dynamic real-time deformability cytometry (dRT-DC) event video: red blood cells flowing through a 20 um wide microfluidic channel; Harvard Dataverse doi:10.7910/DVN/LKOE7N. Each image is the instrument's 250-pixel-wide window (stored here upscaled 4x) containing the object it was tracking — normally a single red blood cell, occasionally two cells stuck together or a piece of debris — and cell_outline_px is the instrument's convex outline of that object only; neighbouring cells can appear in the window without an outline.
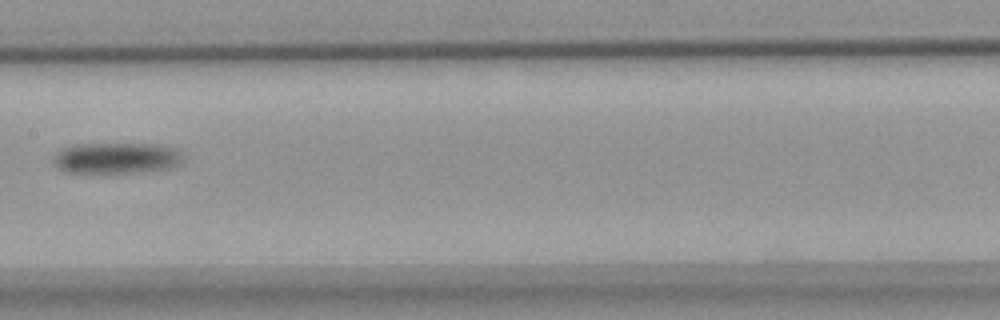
{"species": "common noctule bat (a hibernating species)", "species_latin": "Nyctalus noctula", "temperature_condition": "warm", "stored_images_in_passage": 7, "camera_frame_rate_fps": 3000, "um_per_image_px": 0.085, "animal": {"sex": "female", "body_mass_g": 18.4}, "frame": {"image": 1, "passage_image": 7, "time_ms": 9.0, "image_size_px": [1000, 320], "cell_outline_px": [[184, 160], [168, 168], [144, 172], [108, 176], [88, 176], [64, 172], [52, 164], [52, 156], [56, 152], [64, 148], [80, 144], [168, 144], [180, 148], [184, 156]], "centroid_in_image_um": [9.87, 13.49], "position_along_channel_um": 197.5, "area_um2": 25.26}}